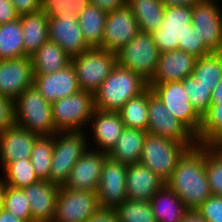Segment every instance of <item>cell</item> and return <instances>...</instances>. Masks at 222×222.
<instances>
[{
	"label": "cell",
	"instance_id": "25",
	"mask_svg": "<svg viewBox=\"0 0 222 222\" xmlns=\"http://www.w3.org/2000/svg\"><path fill=\"white\" fill-rule=\"evenodd\" d=\"M22 24L24 56L34 54L49 40V18L41 9L19 16Z\"/></svg>",
	"mask_w": 222,
	"mask_h": 222
},
{
	"label": "cell",
	"instance_id": "32",
	"mask_svg": "<svg viewBox=\"0 0 222 222\" xmlns=\"http://www.w3.org/2000/svg\"><path fill=\"white\" fill-rule=\"evenodd\" d=\"M24 57L23 32L20 18L0 24V60Z\"/></svg>",
	"mask_w": 222,
	"mask_h": 222
},
{
	"label": "cell",
	"instance_id": "26",
	"mask_svg": "<svg viewBox=\"0 0 222 222\" xmlns=\"http://www.w3.org/2000/svg\"><path fill=\"white\" fill-rule=\"evenodd\" d=\"M150 205L157 222H180L188 209L165 183L151 198Z\"/></svg>",
	"mask_w": 222,
	"mask_h": 222
},
{
	"label": "cell",
	"instance_id": "36",
	"mask_svg": "<svg viewBox=\"0 0 222 222\" xmlns=\"http://www.w3.org/2000/svg\"><path fill=\"white\" fill-rule=\"evenodd\" d=\"M192 76L205 86H215L222 78V52L197 58Z\"/></svg>",
	"mask_w": 222,
	"mask_h": 222
},
{
	"label": "cell",
	"instance_id": "24",
	"mask_svg": "<svg viewBox=\"0 0 222 222\" xmlns=\"http://www.w3.org/2000/svg\"><path fill=\"white\" fill-rule=\"evenodd\" d=\"M164 184L165 181L144 164L140 162L128 164L126 173L127 199L150 202Z\"/></svg>",
	"mask_w": 222,
	"mask_h": 222
},
{
	"label": "cell",
	"instance_id": "44",
	"mask_svg": "<svg viewBox=\"0 0 222 222\" xmlns=\"http://www.w3.org/2000/svg\"><path fill=\"white\" fill-rule=\"evenodd\" d=\"M14 124V101L0 95V133Z\"/></svg>",
	"mask_w": 222,
	"mask_h": 222
},
{
	"label": "cell",
	"instance_id": "6",
	"mask_svg": "<svg viewBox=\"0 0 222 222\" xmlns=\"http://www.w3.org/2000/svg\"><path fill=\"white\" fill-rule=\"evenodd\" d=\"M51 110L57 131H88V124L95 110L94 94L80 90L51 103Z\"/></svg>",
	"mask_w": 222,
	"mask_h": 222
},
{
	"label": "cell",
	"instance_id": "42",
	"mask_svg": "<svg viewBox=\"0 0 222 222\" xmlns=\"http://www.w3.org/2000/svg\"><path fill=\"white\" fill-rule=\"evenodd\" d=\"M196 210L207 222H222V197L210 195Z\"/></svg>",
	"mask_w": 222,
	"mask_h": 222
},
{
	"label": "cell",
	"instance_id": "46",
	"mask_svg": "<svg viewBox=\"0 0 222 222\" xmlns=\"http://www.w3.org/2000/svg\"><path fill=\"white\" fill-rule=\"evenodd\" d=\"M19 16L9 0H0V24L15 21Z\"/></svg>",
	"mask_w": 222,
	"mask_h": 222
},
{
	"label": "cell",
	"instance_id": "35",
	"mask_svg": "<svg viewBox=\"0 0 222 222\" xmlns=\"http://www.w3.org/2000/svg\"><path fill=\"white\" fill-rule=\"evenodd\" d=\"M53 146L54 134L36 137L30 159L34 167V171L40 180L49 181Z\"/></svg>",
	"mask_w": 222,
	"mask_h": 222
},
{
	"label": "cell",
	"instance_id": "41",
	"mask_svg": "<svg viewBox=\"0 0 222 222\" xmlns=\"http://www.w3.org/2000/svg\"><path fill=\"white\" fill-rule=\"evenodd\" d=\"M90 3V0H41V9L48 18L78 16Z\"/></svg>",
	"mask_w": 222,
	"mask_h": 222
},
{
	"label": "cell",
	"instance_id": "13",
	"mask_svg": "<svg viewBox=\"0 0 222 222\" xmlns=\"http://www.w3.org/2000/svg\"><path fill=\"white\" fill-rule=\"evenodd\" d=\"M100 208L95 191L60 187L52 222H86Z\"/></svg>",
	"mask_w": 222,
	"mask_h": 222
},
{
	"label": "cell",
	"instance_id": "40",
	"mask_svg": "<svg viewBox=\"0 0 222 222\" xmlns=\"http://www.w3.org/2000/svg\"><path fill=\"white\" fill-rule=\"evenodd\" d=\"M3 209L10 212L16 218L32 222L30 204L22 189H15L6 185Z\"/></svg>",
	"mask_w": 222,
	"mask_h": 222
},
{
	"label": "cell",
	"instance_id": "1",
	"mask_svg": "<svg viewBox=\"0 0 222 222\" xmlns=\"http://www.w3.org/2000/svg\"><path fill=\"white\" fill-rule=\"evenodd\" d=\"M165 183L179 196L188 210H196L212 195L205 171V146L197 144L188 149Z\"/></svg>",
	"mask_w": 222,
	"mask_h": 222
},
{
	"label": "cell",
	"instance_id": "34",
	"mask_svg": "<svg viewBox=\"0 0 222 222\" xmlns=\"http://www.w3.org/2000/svg\"><path fill=\"white\" fill-rule=\"evenodd\" d=\"M197 143L204 146H214L222 139V101L211 104L202 117V125Z\"/></svg>",
	"mask_w": 222,
	"mask_h": 222
},
{
	"label": "cell",
	"instance_id": "31",
	"mask_svg": "<svg viewBox=\"0 0 222 222\" xmlns=\"http://www.w3.org/2000/svg\"><path fill=\"white\" fill-rule=\"evenodd\" d=\"M151 93L152 90L148 87L137 97L128 100L118 111L125 127L147 131L148 96Z\"/></svg>",
	"mask_w": 222,
	"mask_h": 222
},
{
	"label": "cell",
	"instance_id": "3",
	"mask_svg": "<svg viewBox=\"0 0 222 222\" xmlns=\"http://www.w3.org/2000/svg\"><path fill=\"white\" fill-rule=\"evenodd\" d=\"M88 148L86 131L56 132L49 182L59 187L64 186L68 181L71 169Z\"/></svg>",
	"mask_w": 222,
	"mask_h": 222
},
{
	"label": "cell",
	"instance_id": "30",
	"mask_svg": "<svg viewBox=\"0 0 222 222\" xmlns=\"http://www.w3.org/2000/svg\"><path fill=\"white\" fill-rule=\"evenodd\" d=\"M107 14L108 12L91 3L78 14V22L82 34L91 48L102 49Z\"/></svg>",
	"mask_w": 222,
	"mask_h": 222
},
{
	"label": "cell",
	"instance_id": "22",
	"mask_svg": "<svg viewBox=\"0 0 222 222\" xmlns=\"http://www.w3.org/2000/svg\"><path fill=\"white\" fill-rule=\"evenodd\" d=\"M197 58L182 50L159 53L156 71L148 83L182 81L192 75Z\"/></svg>",
	"mask_w": 222,
	"mask_h": 222
},
{
	"label": "cell",
	"instance_id": "49",
	"mask_svg": "<svg viewBox=\"0 0 222 222\" xmlns=\"http://www.w3.org/2000/svg\"><path fill=\"white\" fill-rule=\"evenodd\" d=\"M180 222H207L197 210H188Z\"/></svg>",
	"mask_w": 222,
	"mask_h": 222
},
{
	"label": "cell",
	"instance_id": "20",
	"mask_svg": "<svg viewBox=\"0 0 222 222\" xmlns=\"http://www.w3.org/2000/svg\"><path fill=\"white\" fill-rule=\"evenodd\" d=\"M33 85L50 103L80 91L72 63L52 74H34Z\"/></svg>",
	"mask_w": 222,
	"mask_h": 222
},
{
	"label": "cell",
	"instance_id": "12",
	"mask_svg": "<svg viewBox=\"0 0 222 222\" xmlns=\"http://www.w3.org/2000/svg\"><path fill=\"white\" fill-rule=\"evenodd\" d=\"M221 7V0H200L192 6V25L211 52H222Z\"/></svg>",
	"mask_w": 222,
	"mask_h": 222
},
{
	"label": "cell",
	"instance_id": "48",
	"mask_svg": "<svg viewBox=\"0 0 222 222\" xmlns=\"http://www.w3.org/2000/svg\"><path fill=\"white\" fill-rule=\"evenodd\" d=\"M127 0H90L91 4L109 12L126 5Z\"/></svg>",
	"mask_w": 222,
	"mask_h": 222
},
{
	"label": "cell",
	"instance_id": "53",
	"mask_svg": "<svg viewBox=\"0 0 222 222\" xmlns=\"http://www.w3.org/2000/svg\"><path fill=\"white\" fill-rule=\"evenodd\" d=\"M5 187H6V184L3 181V179L0 177V210L3 209Z\"/></svg>",
	"mask_w": 222,
	"mask_h": 222
},
{
	"label": "cell",
	"instance_id": "8",
	"mask_svg": "<svg viewBox=\"0 0 222 222\" xmlns=\"http://www.w3.org/2000/svg\"><path fill=\"white\" fill-rule=\"evenodd\" d=\"M116 56L119 66L139 74L149 82L156 71L159 51L152 34L139 32Z\"/></svg>",
	"mask_w": 222,
	"mask_h": 222
},
{
	"label": "cell",
	"instance_id": "28",
	"mask_svg": "<svg viewBox=\"0 0 222 222\" xmlns=\"http://www.w3.org/2000/svg\"><path fill=\"white\" fill-rule=\"evenodd\" d=\"M30 57L34 74H52L71 63V57L58 44L50 40Z\"/></svg>",
	"mask_w": 222,
	"mask_h": 222
},
{
	"label": "cell",
	"instance_id": "47",
	"mask_svg": "<svg viewBox=\"0 0 222 222\" xmlns=\"http://www.w3.org/2000/svg\"><path fill=\"white\" fill-rule=\"evenodd\" d=\"M86 222H119L115 209L98 208Z\"/></svg>",
	"mask_w": 222,
	"mask_h": 222
},
{
	"label": "cell",
	"instance_id": "4",
	"mask_svg": "<svg viewBox=\"0 0 222 222\" xmlns=\"http://www.w3.org/2000/svg\"><path fill=\"white\" fill-rule=\"evenodd\" d=\"M14 113L16 125L38 136L58 132L53 124L51 103L34 85L26 88L14 101Z\"/></svg>",
	"mask_w": 222,
	"mask_h": 222
},
{
	"label": "cell",
	"instance_id": "45",
	"mask_svg": "<svg viewBox=\"0 0 222 222\" xmlns=\"http://www.w3.org/2000/svg\"><path fill=\"white\" fill-rule=\"evenodd\" d=\"M19 15L35 13L41 10V0H9Z\"/></svg>",
	"mask_w": 222,
	"mask_h": 222
},
{
	"label": "cell",
	"instance_id": "18",
	"mask_svg": "<svg viewBox=\"0 0 222 222\" xmlns=\"http://www.w3.org/2000/svg\"><path fill=\"white\" fill-rule=\"evenodd\" d=\"M108 153L92 148L82 155L71 169L65 188L81 191H97L103 163Z\"/></svg>",
	"mask_w": 222,
	"mask_h": 222
},
{
	"label": "cell",
	"instance_id": "9",
	"mask_svg": "<svg viewBox=\"0 0 222 222\" xmlns=\"http://www.w3.org/2000/svg\"><path fill=\"white\" fill-rule=\"evenodd\" d=\"M147 133L186 145L189 149L196 146V136L163 104L152 92L148 96Z\"/></svg>",
	"mask_w": 222,
	"mask_h": 222
},
{
	"label": "cell",
	"instance_id": "5",
	"mask_svg": "<svg viewBox=\"0 0 222 222\" xmlns=\"http://www.w3.org/2000/svg\"><path fill=\"white\" fill-rule=\"evenodd\" d=\"M81 91L95 93L117 64L116 53L91 48L71 58Z\"/></svg>",
	"mask_w": 222,
	"mask_h": 222
},
{
	"label": "cell",
	"instance_id": "16",
	"mask_svg": "<svg viewBox=\"0 0 222 222\" xmlns=\"http://www.w3.org/2000/svg\"><path fill=\"white\" fill-rule=\"evenodd\" d=\"M88 127L89 131H86V133L88 142H90L89 147L105 153L111 151L125 128L119 112L96 108L90 118Z\"/></svg>",
	"mask_w": 222,
	"mask_h": 222
},
{
	"label": "cell",
	"instance_id": "38",
	"mask_svg": "<svg viewBox=\"0 0 222 222\" xmlns=\"http://www.w3.org/2000/svg\"><path fill=\"white\" fill-rule=\"evenodd\" d=\"M115 211L119 222H157L150 202L126 199Z\"/></svg>",
	"mask_w": 222,
	"mask_h": 222
},
{
	"label": "cell",
	"instance_id": "50",
	"mask_svg": "<svg viewBox=\"0 0 222 222\" xmlns=\"http://www.w3.org/2000/svg\"><path fill=\"white\" fill-rule=\"evenodd\" d=\"M0 222H27V221L16 218L7 210L2 209L0 210Z\"/></svg>",
	"mask_w": 222,
	"mask_h": 222
},
{
	"label": "cell",
	"instance_id": "14",
	"mask_svg": "<svg viewBox=\"0 0 222 222\" xmlns=\"http://www.w3.org/2000/svg\"><path fill=\"white\" fill-rule=\"evenodd\" d=\"M128 164L106 157L96 194L99 206L116 209L126 199V173Z\"/></svg>",
	"mask_w": 222,
	"mask_h": 222
},
{
	"label": "cell",
	"instance_id": "15",
	"mask_svg": "<svg viewBox=\"0 0 222 222\" xmlns=\"http://www.w3.org/2000/svg\"><path fill=\"white\" fill-rule=\"evenodd\" d=\"M139 32V24L127 5L109 11L105 21L102 49L117 53Z\"/></svg>",
	"mask_w": 222,
	"mask_h": 222
},
{
	"label": "cell",
	"instance_id": "43",
	"mask_svg": "<svg viewBox=\"0 0 222 222\" xmlns=\"http://www.w3.org/2000/svg\"><path fill=\"white\" fill-rule=\"evenodd\" d=\"M179 50L185 51L196 58L204 57L212 52L204 45L203 40L197 33V28L189 29L185 37V46H178Z\"/></svg>",
	"mask_w": 222,
	"mask_h": 222
},
{
	"label": "cell",
	"instance_id": "51",
	"mask_svg": "<svg viewBox=\"0 0 222 222\" xmlns=\"http://www.w3.org/2000/svg\"><path fill=\"white\" fill-rule=\"evenodd\" d=\"M200 0H162V2L166 6H173V5H186V6H193L195 3L199 2Z\"/></svg>",
	"mask_w": 222,
	"mask_h": 222
},
{
	"label": "cell",
	"instance_id": "10",
	"mask_svg": "<svg viewBox=\"0 0 222 222\" xmlns=\"http://www.w3.org/2000/svg\"><path fill=\"white\" fill-rule=\"evenodd\" d=\"M192 27V6H165L163 22L152 33L159 53L185 46V37Z\"/></svg>",
	"mask_w": 222,
	"mask_h": 222
},
{
	"label": "cell",
	"instance_id": "21",
	"mask_svg": "<svg viewBox=\"0 0 222 222\" xmlns=\"http://www.w3.org/2000/svg\"><path fill=\"white\" fill-rule=\"evenodd\" d=\"M38 135L16 124L0 133V164L30 159Z\"/></svg>",
	"mask_w": 222,
	"mask_h": 222
},
{
	"label": "cell",
	"instance_id": "11",
	"mask_svg": "<svg viewBox=\"0 0 222 222\" xmlns=\"http://www.w3.org/2000/svg\"><path fill=\"white\" fill-rule=\"evenodd\" d=\"M148 87L175 118L181 121L196 137L199 135L202 117L193 108L182 81L148 83Z\"/></svg>",
	"mask_w": 222,
	"mask_h": 222
},
{
	"label": "cell",
	"instance_id": "33",
	"mask_svg": "<svg viewBox=\"0 0 222 222\" xmlns=\"http://www.w3.org/2000/svg\"><path fill=\"white\" fill-rule=\"evenodd\" d=\"M0 172L5 184L15 189H22L40 180L34 171L31 159L11 162Z\"/></svg>",
	"mask_w": 222,
	"mask_h": 222
},
{
	"label": "cell",
	"instance_id": "7",
	"mask_svg": "<svg viewBox=\"0 0 222 222\" xmlns=\"http://www.w3.org/2000/svg\"><path fill=\"white\" fill-rule=\"evenodd\" d=\"M188 149L182 143L147 134L139 162L166 182Z\"/></svg>",
	"mask_w": 222,
	"mask_h": 222
},
{
	"label": "cell",
	"instance_id": "54",
	"mask_svg": "<svg viewBox=\"0 0 222 222\" xmlns=\"http://www.w3.org/2000/svg\"><path fill=\"white\" fill-rule=\"evenodd\" d=\"M214 147L222 154V139Z\"/></svg>",
	"mask_w": 222,
	"mask_h": 222
},
{
	"label": "cell",
	"instance_id": "39",
	"mask_svg": "<svg viewBox=\"0 0 222 222\" xmlns=\"http://www.w3.org/2000/svg\"><path fill=\"white\" fill-rule=\"evenodd\" d=\"M205 171L212 195L222 197V154L214 146H205Z\"/></svg>",
	"mask_w": 222,
	"mask_h": 222
},
{
	"label": "cell",
	"instance_id": "27",
	"mask_svg": "<svg viewBox=\"0 0 222 222\" xmlns=\"http://www.w3.org/2000/svg\"><path fill=\"white\" fill-rule=\"evenodd\" d=\"M147 131L125 127L108 153V156L122 163H139Z\"/></svg>",
	"mask_w": 222,
	"mask_h": 222
},
{
	"label": "cell",
	"instance_id": "19",
	"mask_svg": "<svg viewBox=\"0 0 222 222\" xmlns=\"http://www.w3.org/2000/svg\"><path fill=\"white\" fill-rule=\"evenodd\" d=\"M49 40L58 44L71 58L91 49L86 43L78 16L49 18Z\"/></svg>",
	"mask_w": 222,
	"mask_h": 222
},
{
	"label": "cell",
	"instance_id": "17",
	"mask_svg": "<svg viewBox=\"0 0 222 222\" xmlns=\"http://www.w3.org/2000/svg\"><path fill=\"white\" fill-rule=\"evenodd\" d=\"M34 72L30 56L0 60V95L15 101L33 85Z\"/></svg>",
	"mask_w": 222,
	"mask_h": 222
},
{
	"label": "cell",
	"instance_id": "2",
	"mask_svg": "<svg viewBox=\"0 0 222 222\" xmlns=\"http://www.w3.org/2000/svg\"><path fill=\"white\" fill-rule=\"evenodd\" d=\"M147 88L148 82L139 74L116 64L94 93V106L96 109L118 112L128 100Z\"/></svg>",
	"mask_w": 222,
	"mask_h": 222
},
{
	"label": "cell",
	"instance_id": "37",
	"mask_svg": "<svg viewBox=\"0 0 222 222\" xmlns=\"http://www.w3.org/2000/svg\"><path fill=\"white\" fill-rule=\"evenodd\" d=\"M184 89L195 111L203 117L212 104V92L215 86H205L190 75L182 80Z\"/></svg>",
	"mask_w": 222,
	"mask_h": 222
},
{
	"label": "cell",
	"instance_id": "52",
	"mask_svg": "<svg viewBox=\"0 0 222 222\" xmlns=\"http://www.w3.org/2000/svg\"><path fill=\"white\" fill-rule=\"evenodd\" d=\"M211 98L212 104H215L217 101H222V78L213 90Z\"/></svg>",
	"mask_w": 222,
	"mask_h": 222
},
{
	"label": "cell",
	"instance_id": "23",
	"mask_svg": "<svg viewBox=\"0 0 222 222\" xmlns=\"http://www.w3.org/2000/svg\"><path fill=\"white\" fill-rule=\"evenodd\" d=\"M22 190L30 204L32 222H52L60 187L47 180H39Z\"/></svg>",
	"mask_w": 222,
	"mask_h": 222
},
{
	"label": "cell",
	"instance_id": "29",
	"mask_svg": "<svg viewBox=\"0 0 222 222\" xmlns=\"http://www.w3.org/2000/svg\"><path fill=\"white\" fill-rule=\"evenodd\" d=\"M126 5L135 16L140 32L152 34L163 22L166 5L162 0H127Z\"/></svg>",
	"mask_w": 222,
	"mask_h": 222
}]
</instances>
